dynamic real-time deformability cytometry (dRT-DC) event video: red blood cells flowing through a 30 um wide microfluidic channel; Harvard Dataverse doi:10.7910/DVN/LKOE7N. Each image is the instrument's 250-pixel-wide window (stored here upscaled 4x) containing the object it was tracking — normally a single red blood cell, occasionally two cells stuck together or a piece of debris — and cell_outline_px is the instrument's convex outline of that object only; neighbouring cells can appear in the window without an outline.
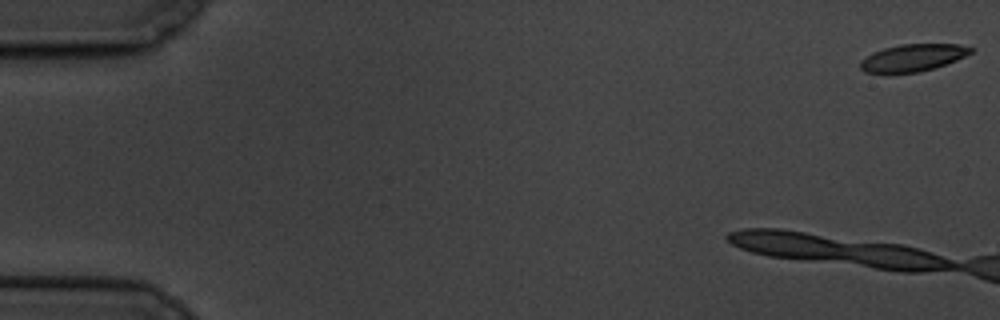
{"species": "common noctule bat (a hibernating species)", "species_latin": "Nyctalus noctula", "temperature_condition": "cold", "stored_images_in_passage": 4, "camera_frame_rate_fps": 3000, "um_per_image_px": 0.085, "animal": {"sex": "male", "body_mass_g": 19.5, "forearm_length_mm": 54.6}, "frame": {"image": 1, "passage_image": 1, "time_ms": 0.0, "image_size_px": [1000, 320], "cell_outline_px": [[976, 48], [972, 52], [956, 60], [920, 72], [888, 76], [884, 76], [864, 72], [860, 68], [860, 60], [872, 52], [884, 48], [900, 44], [960, 44]], "centroid_in_image_um": [77.5, 4.95], "position_along_channel_um": 7.5, "area_um2": 18.21}}